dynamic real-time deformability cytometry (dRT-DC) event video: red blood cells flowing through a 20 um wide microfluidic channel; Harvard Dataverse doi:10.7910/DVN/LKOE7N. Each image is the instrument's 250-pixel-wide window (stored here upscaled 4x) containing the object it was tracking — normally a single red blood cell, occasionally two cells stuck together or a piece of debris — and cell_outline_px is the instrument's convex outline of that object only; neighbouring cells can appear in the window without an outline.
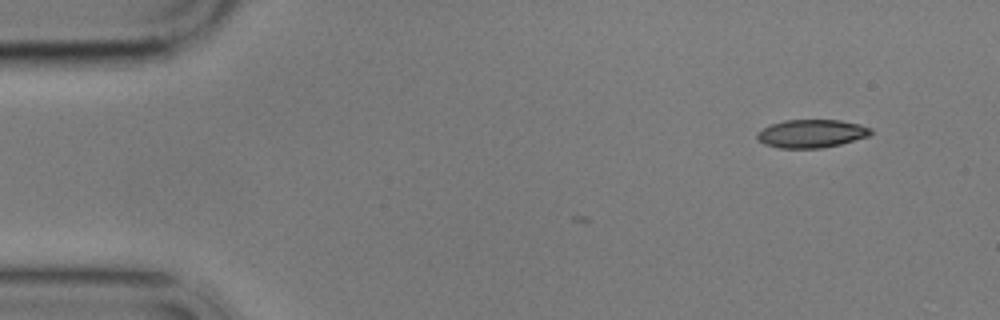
{"species": "common noctule bat (a hibernating species)", "species_latin": "Nyctalus noctula", "temperature_condition": "cold", "stored_images_in_passage": 4, "camera_frame_rate_fps": 3000, "um_per_image_px": 0.085, "animal": {"sex": "male", "body_mass_g": 17.9}, "frame": {"image": 1, "passage_image": 1, "time_ms": 0.0, "image_size_px": [1000, 320], "cell_outline_px": [[872, 132], [868, 136], [840, 144], [824, 148], [780, 148], [764, 144], [756, 140], [756, 136], [764, 128], [772, 124], [784, 120], [840, 120], [860, 124], [872, 128]], "centroid_in_image_um": [68.98, 11.36], "position_along_channel_um": 16.0, "area_um2": 18.61}}